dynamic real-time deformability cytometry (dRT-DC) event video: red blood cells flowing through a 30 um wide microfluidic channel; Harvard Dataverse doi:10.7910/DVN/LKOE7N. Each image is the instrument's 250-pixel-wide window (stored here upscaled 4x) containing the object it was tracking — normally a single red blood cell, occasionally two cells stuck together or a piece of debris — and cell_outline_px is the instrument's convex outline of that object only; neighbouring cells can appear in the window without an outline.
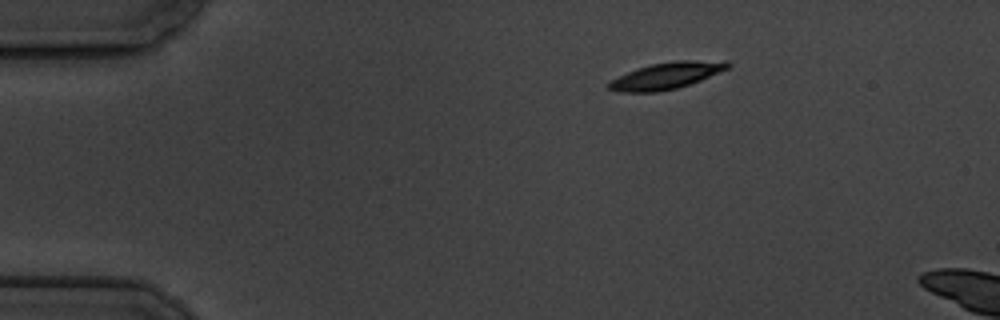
{"species": "common noctule bat (a hibernating species)", "species_latin": "Nyctalus noctula", "temperature_condition": "cold", "stored_images_in_passage": 3, "camera_frame_rate_fps": 3000, "um_per_image_px": 0.085, "animal": {"sex": "male", "body_mass_g": 19.5, "forearm_length_mm": 54.6}, "frame": {"image": 1, "passage_image": 1, "time_ms": 0.0, "image_size_px": [1000, 320], "cell_outline_px": [[732, 64], [728, 68], [700, 80], [676, 88], [656, 92], [620, 92], [608, 88], [604, 84], [608, 80], [636, 68], [652, 64], [676, 60], [728, 60]], "centroid_in_image_um": [56.6, 6.42], "position_along_channel_um": 28.4, "area_um2": 18.61}}